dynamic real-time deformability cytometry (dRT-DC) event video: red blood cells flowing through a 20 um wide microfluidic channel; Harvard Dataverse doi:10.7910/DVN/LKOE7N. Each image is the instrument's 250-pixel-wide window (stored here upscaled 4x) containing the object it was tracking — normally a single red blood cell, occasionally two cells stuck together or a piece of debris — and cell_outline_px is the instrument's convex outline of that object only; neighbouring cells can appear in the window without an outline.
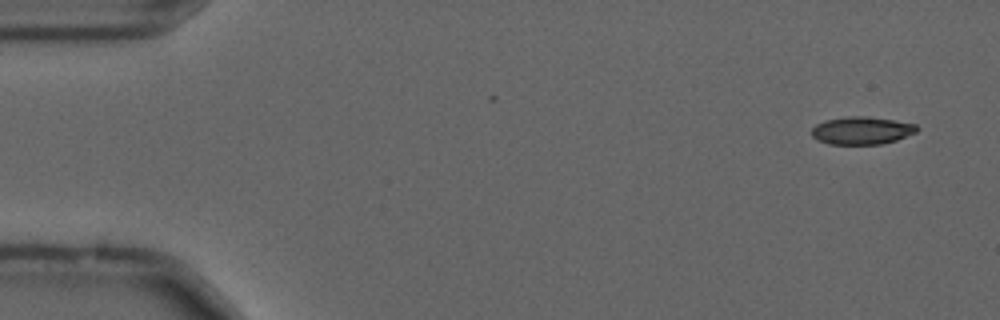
{"species": "common noctule bat (a hibernating species)", "species_latin": "Nyctalus noctula", "temperature_condition": "cold", "stored_images_in_passage": 55, "camera_frame_rate_fps": 3000, "um_per_image_px": 0.085, "animal": {"sex": "male", "forearm_length_mm": 52.5}, "frame": {"image": 1, "passage_image": 3, "time_ms": 0.667, "image_size_px": [1000, 320], "cell_outline_px": [[920, 128], [916, 132], [896, 140], [880, 144], [828, 144], [816, 140], [812, 136], [812, 128], [816, 124], [824, 120], [848, 116], [868, 116], [916, 124]], "centroid_in_image_um": [73.23, 11.09], "position_along_channel_um": 11.8, "area_um2": 17.05}}
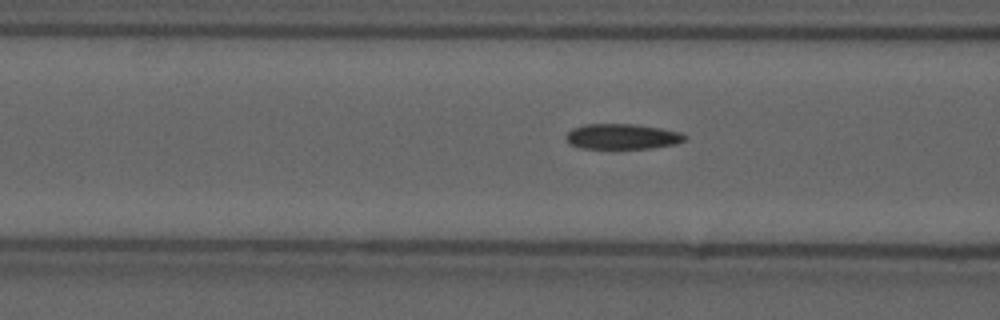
{"frame": {"image": 2, "passage_image": 21, "time_ms": 6.667, "image_size_px": [1000, 320], "cell_outline_px": [[688, 136], [684, 140], [676, 144], [652, 148], [580, 148], [568, 144], [564, 136], [572, 128], [584, 124], [632, 124], [660, 128], [680, 132]], "centroid_in_image_um": [52.85, 11.6], "position_along_channel_um": 113.7, "area_um2": 17.63}}
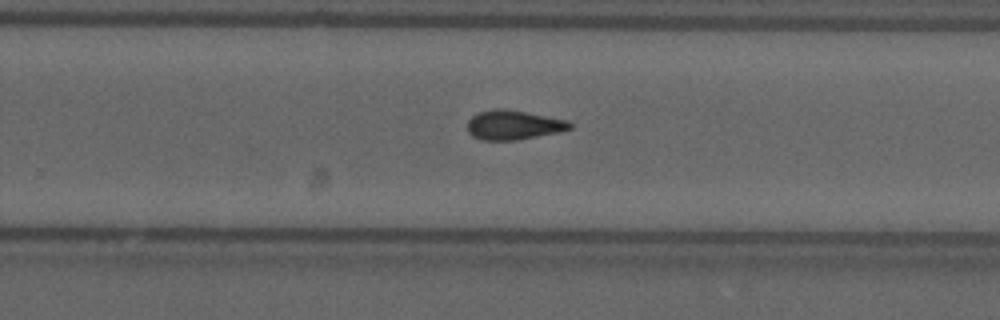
{"frame": {"image": 3, "passage_image": 35, "time_ms": 11.333, "image_size_px": [1000, 320], "cell_outline_px": [[572, 128], [560, 132], [516, 140], [484, 140], [472, 136], [468, 132], [468, 120], [472, 116], [480, 112], [496, 108], [504, 108], [568, 120], [572, 124]], "centroid_in_image_um": [43.65, 10.62], "position_along_channel_um": 286.1, "area_um2": 17.51}, "authors_computed_cell_mechanics": {"area_um2": 17.34, "velocity_mm_per_s": 3.6947, "shape_relaxation_time_tau1_ms": 5.3462, "shape_relaxation_time_tau2_ms": 3.8506, "deformation_change_tau1": 0.1344, "deformation_change_tau2": 0.112}}